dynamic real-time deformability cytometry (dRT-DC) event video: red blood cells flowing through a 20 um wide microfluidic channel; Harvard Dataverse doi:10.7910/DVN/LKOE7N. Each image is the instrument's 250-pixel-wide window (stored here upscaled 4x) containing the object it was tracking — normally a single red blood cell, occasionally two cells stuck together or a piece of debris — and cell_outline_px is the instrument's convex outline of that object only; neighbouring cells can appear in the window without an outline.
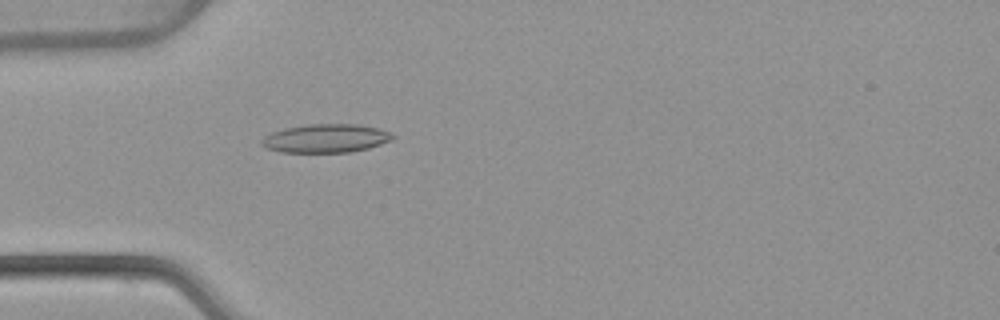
{"species": "common noctule bat (a hibernating species)", "species_latin": "Nyctalus noctula", "temperature_condition": "warm", "stored_images_in_passage": 36, "camera_frame_rate_fps": 3000, "um_per_image_px": 0.085, "animal": {"sex": "female", "body_mass_g": 22.7, "forearm_length_mm": 54.2}, "frame": {"image": 1, "passage_image": 1, "time_ms": 0.0, "image_size_px": [1000, 320], "cell_outline_px": [[396, 136], [392, 140], [368, 148], [352, 152], [280, 152], [264, 148], [260, 144], [260, 140], [264, 136], [272, 132], [284, 128], [308, 124], [356, 124], [376, 128], [392, 132]], "centroid_in_image_um": [27.67, 11.76], "position_along_channel_um": 57.3, "area_um2": 21.96}}
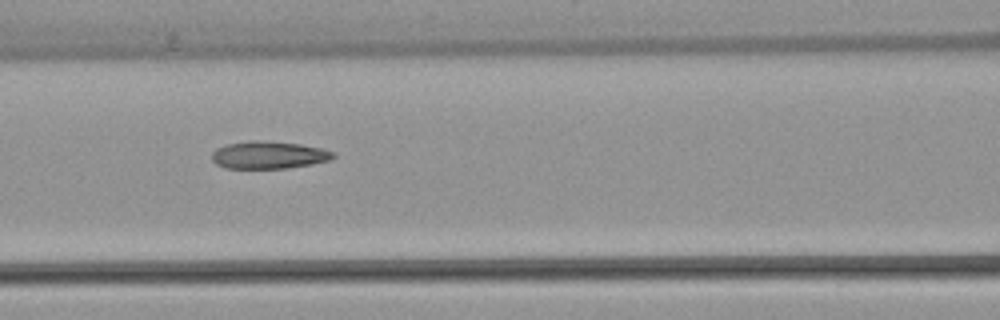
{"frame": {"image": 2, "passage_image": 8, "time_ms": 2.333, "image_size_px": [1000, 320], "cell_outline_px": [[336, 156], [332, 160], [312, 164], [284, 168], [224, 168], [216, 164], [212, 160], [212, 152], [216, 148], [228, 144], [252, 140], [256, 140], [300, 144], [320, 148], [336, 152]], "centroid_in_image_um": [22.86, 13.18], "position_along_channel_um": 143.7, "area_um2": 19.42}}
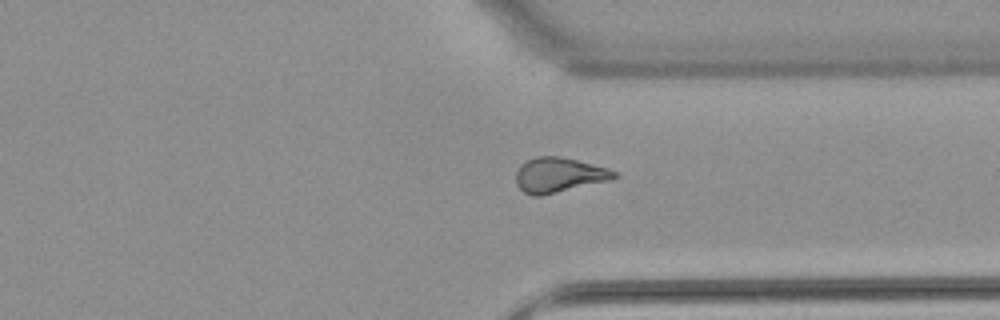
{"frame": {"image": 3, "passage_image": 25, "time_ms": 8.0, "image_size_px": [1000, 320], "cell_outline_px": [[620, 176], [612, 180], [540, 196], [532, 196], [524, 192], [516, 184], [516, 172], [520, 164], [536, 156], [560, 156], [608, 168], [620, 172]], "centroid_in_image_um": [47.54, 14.88], "position_along_channel_um": 363.9, "area_um2": 20.17}}